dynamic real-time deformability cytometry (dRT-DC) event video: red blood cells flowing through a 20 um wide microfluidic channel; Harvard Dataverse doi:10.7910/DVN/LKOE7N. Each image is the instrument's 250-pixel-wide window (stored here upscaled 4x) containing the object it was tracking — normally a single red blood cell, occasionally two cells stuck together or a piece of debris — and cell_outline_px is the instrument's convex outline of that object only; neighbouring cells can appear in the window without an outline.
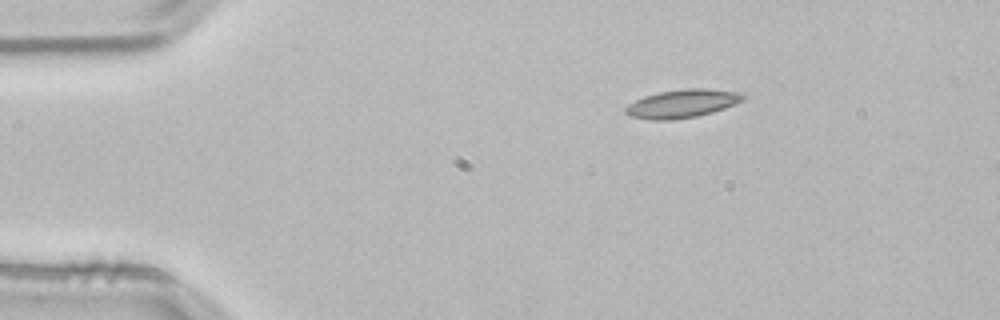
{"species": "common noctule bat (a hibernating species)", "species_latin": "Nyctalus noctula", "temperature_condition": "room temperature", "stored_images_in_passage": 7, "camera_frame_rate_fps": 3000, "um_per_image_px": 0.085, "animal": {"sex": "male", "body_mass_g": 21.5, "forearm_length_mm": 52.0}, "frame": {"image": 1, "passage_image": 1, "time_ms": 0.0, "image_size_px": [1000, 320], "cell_outline_px": [[744, 100], [736, 104], [712, 112], [696, 116], [672, 120], [652, 120], [632, 116], [624, 112], [624, 108], [628, 104], [644, 96], [660, 92], [688, 88], [704, 88], [736, 92], [744, 96]], "centroid_in_image_um": [57.96, 8.81], "position_along_channel_um": 27.0, "area_um2": 19.13}}